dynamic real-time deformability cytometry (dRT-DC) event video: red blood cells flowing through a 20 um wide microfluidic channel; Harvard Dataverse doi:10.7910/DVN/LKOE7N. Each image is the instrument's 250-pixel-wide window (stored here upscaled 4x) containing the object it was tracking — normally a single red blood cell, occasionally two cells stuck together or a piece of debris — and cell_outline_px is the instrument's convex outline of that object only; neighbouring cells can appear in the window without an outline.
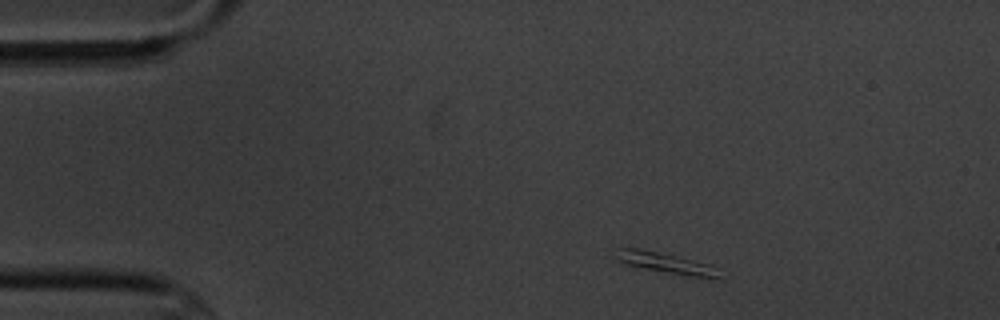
{"species": "common noctule bat (a hibernating species)", "species_latin": "Nyctalus noctula", "temperature_condition": "cold", "stored_images_in_passage": 3, "camera_frame_rate_fps": 3000, "um_per_image_px": 0.085, "animal": {"sex": "male", "body_mass_g": 20.1, "forearm_length_mm": 53.5}, "frame": {"image": 1, "passage_image": 1, "time_ms": 0.0, "image_size_px": [1000, 320], "cell_outline_px": [[716, 280], [668, 272], [628, 264], [616, 260], [616, 248], [640, 248], [676, 256], [708, 264], [716, 276]], "centroid_in_image_um": [56.47, 22.32], "position_along_channel_um": 28.5, "area_um2": 11.62}}